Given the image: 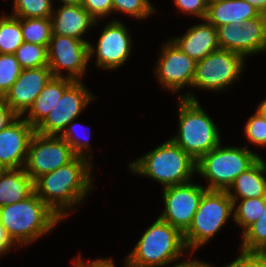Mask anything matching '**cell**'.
Returning a JSON list of instances; mask_svg holds the SVG:
<instances>
[{"label":"cell","instance_id":"22","mask_svg":"<svg viewBox=\"0 0 266 267\" xmlns=\"http://www.w3.org/2000/svg\"><path fill=\"white\" fill-rule=\"evenodd\" d=\"M74 82L67 77H52L44 89L35 99L24 118L32 127L36 128L54 108L64 91Z\"/></svg>","mask_w":266,"mask_h":267},{"label":"cell","instance_id":"43","mask_svg":"<svg viewBox=\"0 0 266 267\" xmlns=\"http://www.w3.org/2000/svg\"><path fill=\"white\" fill-rule=\"evenodd\" d=\"M256 252L266 261V242Z\"/></svg>","mask_w":266,"mask_h":267},{"label":"cell","instance_id":"39","mask_svg":"<svg viewBox=\"0 0 266 267\" xmlns=\"http://www.w3.org/2000/svg\"><path fill=\"white\" fill-rule=\"evenodd\" d=\"M14 247V243L11 241L4 227L0 223V253L6 254Z\"/></svg>","mask_w":266,"mask_h":267},{"label":"cell","instance_id":"27","mask_svg":"<svg viewBox=\"0 0 266 267\" xmlns=\"http://www.w3.org/2000/svg\"><path fill=\"white\" fill-rule=\"evenodd\" d=\"M22 69L48 66L47 47L35 43L23 42L14 53Z\"/></svg>","mask_w":266,"mask_h":267},{"label":"cell","instance_id":"45","mask_svg":"<svg viewBox=\"0 0 266 267\" xmlns=\"http://www.w3.org/2000/svg\"><path fill=\"white\" fill-rule=\"evenodd\" d=\"M218 1H222V0H207V3H212V2H218Z\"/></svg>","mask_w":266,"mask_h":267},{"label":"cell","instance_id":"15","mask_svg":"<svg viewBox=\"0 0 266 267\" xmlns=\"http://www.w3.org/2000/svg\"><path fill=\"white\" fill-rule=\"evenodd\" d=\"M52 77L48 66L22 69L20 76L1 100L17 116L23 117Z\"/></svg>","mask_w":266,"mask_h":267},{"label":"cell","instance_id":"16","mask_svg":"<svg viewBox=\"0 0 266 267\" xmlns=\"http://www.w3.org/2000/svg\"><path fill=\"white\" fill-rule=\"evenodd\" d=\"M18 116L0 130V166L3 169L24 168L30 141L35 134L24 118Z\"/></svg>","mask_w":266,"mask_h":267},{"label":"cell","instance_id":"37","mask_svg":"<svg viewBox=\"0 0 266 267\" xmlns=\"http://www.w3.org/2000/svg\"><path fill=\"white\" fill-rule=\"evenodd\" d=\"M18 116L2 101L0 100V130L7 127Z\"/></svg>","mask_w":266,"mask_h":267},{"label":"cell","instance_id":"13","mask_svg":"<svg viewBox=\"0 0 266 267\" xmlns=\"http://www.w3.org/2000/svg\"><path fill=\"white\" fill-rule=\"evenodd\" d=\"M82 81H74L57 101L47 117L35 128L42 135L60 136L67 125L79 116L90 101L95 99Z\"/></svg>","mask_w":266,"mask_h":267},{"label":"cell","instance_id":"11","mask_svg":"<svg viewBox=\"0 0 266 267\" xmlns=\"http://www.w3.org/2000/svg\"><path fill=\"white\" fill-rule=\"evenodd\" d=\"M207 190L206 187L195 185L191 181L165 187L163 190L165 211L159 218L184 234L190 227L201 198Z\"/></svg>","mask_w":266,"mask_h":267},{"label":"cell","instance_id":"32","mask_svg":"<svg viewBox=\"0 0 266 267\" xmlns=\"http://www.w3.org/2000/svg\"><path fill=\"white\" fill-rule=\"evenodd\" d=\"M245 134L250 143L260 146L266 145V120L255 113L245 125Z\"/></svg>","mask_w":266,"mask_h":267},{"label":"cell","instance_id":"24","mask_svg":"<svg viewBox=\"0 0 266 267\" xmlns=\"http://www.w3.org/2000/svg\"><path fill=\"white\" fill-rule=\"evenodd\" d=\"M23 42L20 17H0V54H14Z\"/></svg>","mask_w":266,"mask_h":267},{"label":"cell","instance_id":"4","mask_svg":"<svg viewBox=\"0 0 266 267\" xmlns=\"http://www.w3.org/2000/svg\"><path fill=\"white\" fill-rule=\"evenodd\" d=\"M129 169L135 174L156 180L165 188L190 182L196 172V161L169 139L131 162Z\"/></svg>","mask_w":266,"mask_h":267},{"label":"cell","instance_id":"18","mask_svg":"<svg viewBox=\"0 0 266 267\" xmlns=\"http://www.w3.org/2000/svg\"><path fill=\"white\" fill-rule=\"evenodd\" d=\"M172 41L195 61L202 60L219 49L217 30L207 21L188 28L183 37L172 39Z\"/></svg>","mask_w":266,"mask_h":267},{"label":"cell","instance_id":"35","mask_svg":"<svg viewBox=\"0 0 266 267\" xmlns=\"http://www.w3.org/2000/svg\"><path fill=\"white\" fill-rule=\"evenodd\" d=\"M179 10L186 14H192L202 20L205 19L207 14L208 3L207 0H174Z\"/></svg>","mask_w":266,"mask_h":267},{"label":"cell","instance_id":"25","mask_svg":"<svg viewBox=\"0 0 266 267\" xmlns=\"http://www.w3.org/2000/svg\"><path fill=\"white\" fill-rule=\"evenodd\" d=\"M24 42L35 43L48 48L52 36L51 18H21Z\"/></svg>","mask_w":266,"mask_h":267},{"label":"cell","instance_id":"44","mask_svg":"<svg viewBox=\"0 0 266 267\" xmlns=\"http://www.w3.org/2000/svg\"><path fill=\"white\" fill-rule=\"evenodd\" d=\"M63 5H78L82 3V0H60Z\"/></svg>","mask_w":266,"mask_h":267},{"label":"cell","instance_id":"19","mask_svg":"<svg viewBox=\"0 0 266 267\" xmlns=\"http://www.w3.org/2000/svg\"><path fill=\"white\" fill-rule=\"evenodd\" d=\"M56 11L51 15L52 34L84 40L81 36L97 23L81 4L62 5Z\"/></svg>","mask_w":266,"mask_h":267},{"label":"cell","instance_id":"23","mask_svg":"<svg viewBox=\"0 0 266 267\" xmlns=\"http://www.w3.org/2000/svg\"><path fill=\"white\" fill-rule=\"evenodd\" d=\"M34 192V180L24 168L3 169L1 171L0 207L23 201Z\"/></svg>","mask_w":266,"mask_h":267},{"label":"cell","instance_id":"2","mask_svg":"<svg viewBox=\"0 0 266 267\" xmlns=\"http://www.w3.org/2000/svg\"><path fill=\"white\" fill-rule=\"evenodd\" d=\"M61 220L35 192L23 201L0 207V223L19 246L47 234Z\"/></svg>","mask_w":266,"mask_h":267},{"label":"cell","instance_id":"7","mask_svg":"<svg viewBox=\"0 0 266 267\" xmlns=\"http://www.w3.org/2000/svg\"><path fill=\"white\" fill-rule=\"evenodd\" d=\"M233 201L227 191L207 190L199 203L188 230L185 246L193 252L216 234L233 213Z\"/></svg>","mask_w":266,"mask_h":267},{"label":"cell","instance_id":"3","mask_svg":"<svg viewBox=\"0 0 266 267\" xmlns=\"http://www.w3.org/2000/svg\"><path fill=\"white\" fill-rule=\"evenodd\" d=\"M179 131L171 138L196 162L220 144V133L191 92L180 97Z\"/></svg>","mask_w":266,"mask_h":267},{"label":"cell","instance_id":"20","mask_svg":"<svg viewBox=\"0 0 266 267\" xmlns=\"http://www.w3.org/2000/svg\"><path fill=\"white\" fill-rule=\"evenodd\" d=\"M260 15L256 8L244 0H222L208 4L204 21L216 28L225 24L242 25L246 20Z\"/></svg>","mask_w":266,"mask_h":267},{"label":"cell","instance_id":"36","mask_svg":"<svg viewBox=\"0 0 266 267\" xmlns=\"http://www.w3.org/2000/svg\"><path fill=\"white\" fill-rule=\"evenodd\" d=\"M225 267H266V261L256 251L241 250V254Z\"/></svg>","mask_w":266,"mask_h":267},{"label":"cell","instance_id":"41","mask_svg":"<svg viewBox=\"0 0 266 267\" xmlns=\"http://www.w3.org/2000/svg\"><path fill=\"white\" fill-rule=\"evenodd\" d=\"M254 8H256L260 14L266 15V0H244Z\"/></svg>","mask_w":266,"mask_h":267},{"label":"cell","instance_id":"8","mask_svg":"<svg viewBox=\"0 0 266 267\" xmlns=\"http://www.w3.org/2000/svg\"><path fill=\"white\" fill-rule=\"evenodd\" d=\"M244 59L241 54L226 49L213 51L202 60L196 61L192 86L213 91L226 89V86L239 80Z\"/></svg>","mask_w":266,"mask_h":267},{"label":"cell","instance_id":"28","mask_svg":"<svg viewBox=\"0 0 266 267\" xmlns=\"http://www.w3.org/2000/svg\"><path fill=\"white\" fill-rule=\"evenodd\" d=\"M52 0H13L14 17L51 18L53 13Z\"/></svg>","mask_w":266,"mask_h":267},{"label":"cell","instance_id":"5","mask_svg":"<svg viewBox=\"0 0 266 267\" xmlns=\"http://www.w3.org/2000/svg\"><path fill=\"white\" fill-rule=\"evenodd\" d=\"M186 251L183 234L158 217L126 258L125 267H165Z\"/></svg>","mask_w":266,"mask_h":267},{"label":"cell","instance_id":"33","mask_svg":"<svg viewBox=\"0 0 266 267\" xmlns=\"http://www.w3.org/2000/svg\"><path fill=\"white\" fill-rule=\"evenodd\" d=\"M77 125V124H76ZM82 126V125H81ZM76 126L74 120L69 123L63 133L60 135L72 148V151L76 156H81L87 158V149L90 148L88 135H86L87 139L81 141V137L77 135V131L75 130ZM77 129V128H76ZM91 135V133H89ZM86 154V155H85Z\"/></svg>","mask_w":266,"mask_h":267},{"label":"cell","instance_id":"31","mask_svg":"<svg viewBox=\"0 0 266 267\" xmlns=\"http://www.w3.org/2000/svg\"><path fill=\"white\" fill-rule=\"evenodd\" d=\"M113 11L126 13L137 19L147 18L152 12H156L149 0H112Z\"/></svg>","mask_w":266,"mask_h":267},{"label":"cell","instance_id":"10","mask_svg":"<svg viewBox=\"0 0 266 267\" xmlns=\"http://www.w3.org/2000/svg\"><path fill=\"white\" fill-rule=\"evenodd\" d=\"M75 157L72 148L61 136L35 132L29 144L24 169L35 181L41 175L68 164Z\"/></svg>","mask_w":266,"mask_h":267},{"label":"cell","instance_id":"29","mask_svg":"<svg viewBox=\"0 0 266 267\" xmlns=\"http://www.w3.org/2000/svg\"><path fill=\"white\" fill-rule=\"evenodd\" d=\"M243 242L241 250L256 251L266 242V196L264 197V211L259 220L242 232Z\"/></svg>","mask_w":266,"mask_h":267},{"label":"cell","instance_id":"6","mask_svg":"<svg viewBox=\"0 0 266 267\" xmlns=\"http://www.w3.org/2000/svg\"><path fill=\"white\" fill-rule=\"evenodd\" d=\"M246 146L224 147L221 143L196 162V173L209 180L208 190L227 191L235 179L257 161Z\"/></svg>","mask_w":266,"mask_h":267},{"label":"cell","instance_id":"26","mask_svg":"<svg viewBox=\"0 0 266 267\" xmlns=\"http://www.w3.org/2000/svg\"><path fill=\"white\" fill-rule=\"evenodd\" d=\"M233 210H235L234 221L242 226L244 232L262 216L264 211V197L242 199L238 205L233 204Z\"/></svg>","mask_w":266,"mask_h":267},{"label":"cell","instance_id":"21","mask_svg":"<svg viewBox=\"0 0 266 267\" xmlns=\"http://www.w3.org/2000/svg\"><path fill=\"white\" fill-rule=\"evenodd\" d=\"M257 161L242 172L228 188L227 193L233 204H237L238 199L259 198L266 196V163L257 155ZM234 189L233 194L231 190ZM239 197V198H238Z\"/></svg>","mask_w":266,"mask_h":267},{"label":"cell","instance_id":"1","mask_svg":"<svg viewBox=\"0 0 266 267\" xmlns=\"http://www.w3.org/2000/svg\"><path fill=\"white\" fill-rule=\"evenodd\" d=\"M92 157L90 155L89 160L76 156L68 164L43 174L34 181L37 196L61 219L67 217L68 209L81 204L91 190Z\"/></svg>","mask_w":266,"mask_h":267},{"label":"cell","instance_id":"38","mask_svg":"<svg viewBox=\"0 0 266 267\" xmlns=\"http://www.w3.org/2000/svg\"><path fill=\"white\" fill-rule=\"evenodd\" d=\"M73 260H76L75 265L77 267H115L112 259H96L94 261L83 263L79 256L78 258H73Z\"/></svg>","mask_w":266,"mask_h":267},{"label":"cell","instance_id":"14","mask_svg":"<svg viewBox=\"0 0 266 267\" xmlns=\"http://www.w3.org/2000/svg\"><path fill=\"white\" fill-rule=\"evenodd\" d=\"M196 61L184 53L172 40L163 46L156 66V76L163 87L178 92L185 85L192 86Z\"/></svg>","mask_w":266,"mask_h":267},{"label":"cell","instance_id":"30","mask_svg":"<svg viewBox=\"0 0 266 267\" xmlns=\"http://www.w3.org/2000/svg\"><path fill=\"white\" fill-rule=\"evenodd\" d=\"M21 71L14 54H0V100L10 90Z\"/></svg>","mask_w":266,"mask_h":267},{"label":"cell","instance_id":"9","mask_svg":"<svg viewBox=\"0 0 266 267\" xmlns=\"http://www.w3.org/2000/svg\"><path fill=\"white\" fill-rule=\"evenodd\" d=\"M94 48L87 40L52 34L47 53L48 67L53 77H63L61 70L66 69L67 78L81 81L80 78L95 52Z\"/></svg>","mask_w":266,"mask_h":267},{"label":"cell","instance_id":"17","mask_svg":"<svg viewBox=\"0 0 266 267\" xmlns=\"http://www.w3.org/2000/svg\"><path fill=\"white\" fill-rule=\"evenodd\" d=\"M128 32L127 27L117 19L104 27L96 47V66L110 70L125 63L132 46Z\"/></svg>","mask_w":266,"mask_h":267},{"label":"cell","instance_id":"34","mask_svg":"<svg viewBox=\"0 0 266 267\" xmlns=\"http://www.w3.org/2000/svg\"><path fill=\"white\" fill-rule=\"evenodd\" d=\"M81 5L96 21L113 12L112 0H82Z\"/></svg>","mask_w":266,"mask_h":267},{"label":"cell","instance_id":"42","mask_svg":"<svg viewBox=\"0 0 266 267\" xmlns=\"http://www.w3.org/2000/svg\"><path fill=\"white\" fill-rule=\"evenodd\" d=\"M256 113L266 120V99L258 105Z\"/></svg>","mask_w":266,"mask_h":267},{"label":"cell","instance_id":"12","mask_svg":"<svg viewBox=\"0 0 266 267\" xmlns=\"http://www.w3.org/2000/svg\"><path fill=\"white\" fill-rule=\"evenodd\" d=\"M218 45L244 58L266 50V15L246 20L242 25L216 27Z\"/></svg>","mask_w":266,"mask_h":267},{"label":"cell","instance_id":"40","mask_svg":"<svg viewBox=\"0 0 266 267\" xmlns=\"http://www.w3.org/2000/svg\"><path fill=\"white\" fill-rule=\"evenodd\" d=\"M173 267H214L210 264H207L205 262H200L199 260H189L186 262H180L175 264Z\"/></svg>","mask_w":266,"mask_h":267}]
</instances>
